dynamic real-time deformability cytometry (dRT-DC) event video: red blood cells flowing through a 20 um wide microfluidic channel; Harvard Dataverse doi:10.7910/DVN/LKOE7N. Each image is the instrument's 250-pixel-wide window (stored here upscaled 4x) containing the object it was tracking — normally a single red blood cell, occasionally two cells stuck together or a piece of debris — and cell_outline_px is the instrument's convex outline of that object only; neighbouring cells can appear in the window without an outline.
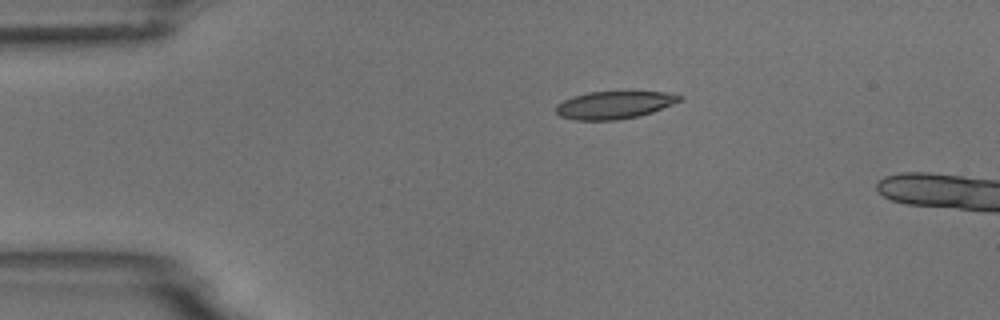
{"species": "common noctule bat (a hibernating species)", "species_latin": "Nyctalus noctula", "temperature_condition": "room temperature", "stored_images_in_passage": 7, "camera_frame_rate_fps": 3000, "um_per_image_px": 0.085, "animal": {"sex": "male", "body_mass_g": 18.8}, "frame": {"image": 1, "passage_image": 1, "time_ms": 0.0, "image_size_px": [1000, 320], "cell_outline_px": [[680, 100], [672, 104], [652, 112], [640, 116], [616, 120], [572, 120], [560, 116], [556, 112], [556, 104], [572, 96], [588, 92], [664, 92], [680, 96]], "centroid_in_image_um": [52.14, 8.93], "position_along_channel_um": 32.9, "area_um2": 19.71}}
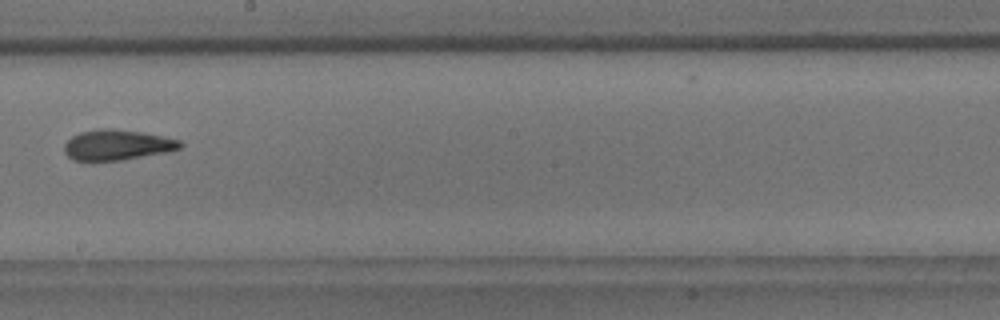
{"frame": {"image": 2, "passage_image": 6, "time_ms": 6.667, "image_size_px": [1000, 320], "cell_outline_px": [[184, 144], [180, 148], [168, 152], [120, 160], [92, 164], [72, 160], [64, 152], [64, 144], [72, 136], [80, 132], [100, 128], [112, 128], [144, 132], [164, 136], [180, 140]], "centroid_in_image_um": [9.91, 12.35], "position_along_channel_um": 238.3, "area_um2": 21.33}}
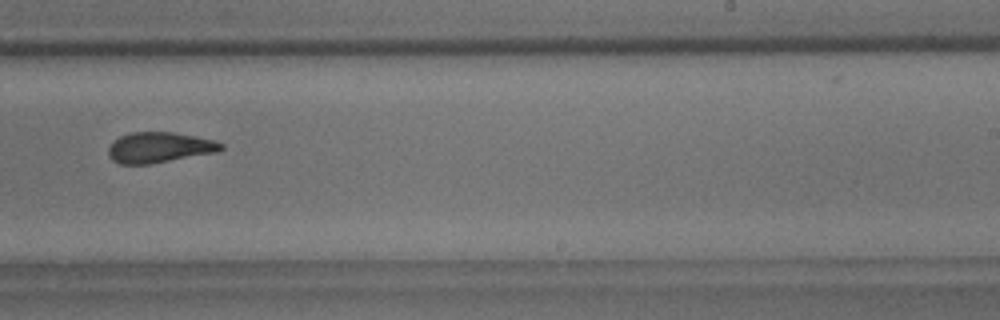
{"frame": {"image": 3, "passage_image": 7, "time_ms": 7.667, "image_size_px": [1000, 320], "cell_outline_px": [[224, 148], [216, 152], [148, 164], [120, 164], [112, 160], [108, 156], [108, 148], [120, 136], [132, 132], [172, 132], [212, 140], [224, 144]], "centroid_in_image_um": [13.51, 12.54], "position_along_channel_um": 275.5, "area_um2": 19.71}}